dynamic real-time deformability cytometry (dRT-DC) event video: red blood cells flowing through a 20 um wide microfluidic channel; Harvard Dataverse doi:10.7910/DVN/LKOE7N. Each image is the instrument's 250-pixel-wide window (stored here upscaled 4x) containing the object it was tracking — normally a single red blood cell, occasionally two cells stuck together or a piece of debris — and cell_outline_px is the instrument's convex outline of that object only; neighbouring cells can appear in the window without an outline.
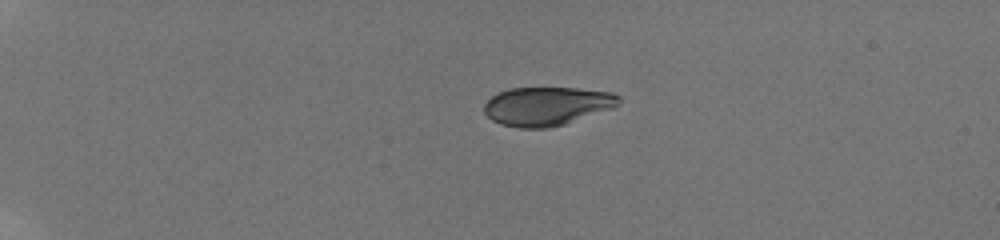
{"species": "human", "species_latin": "Homo sapiens", "temperature_condition": "room temperature", "stored_images_in_passage": 5, "camera_frame_rate_fps": 3000, "um_per_image_px": 0.085, "donor": {"sex": "male"}, "frame": {"image": 1, "passage_image": 1, "time_ms": 0.0, "image_size_px": [1000, 240], "cell_outline_px": [[620, 104], [612, 108], [564, 124], [548, 128], [520, 128], [500, 124], [492, 120], [484, 112], [484, 104], [496, 92], [508, 88], [576, 88], [612, 92], [620, 96]], "centroid_in_image_um": [46.47, 9.01], "position_along_channel_um": 38.5, "area_um2": 30.4}}
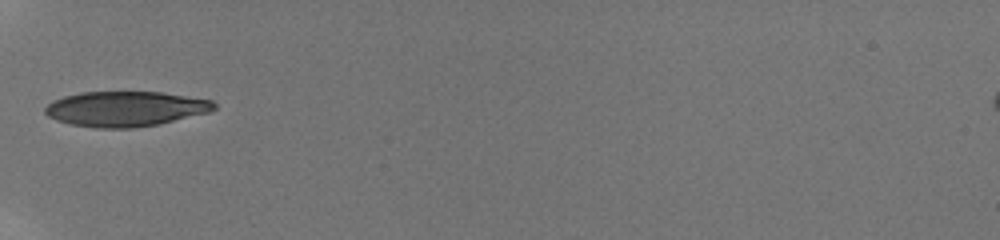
{"frame": {"image": 2, "passage_image": 4, "time_ms": 3.0, "image_size_px": [1000, 240], "cell_outline_px": [[216, 108], [208, 112], [160, 124], [132, 128], [96, 128], [72, 124], [56, 120], [48, 116], [44, 112], [44, 108], [52, 100], [64, 96], [80, 92], [160, 92], [212, 100], [216, 104]], "centroid_in_image_um": [10.64, 9.25], "position_along_channel_um": 74.4, "area_um2": 34.56}}
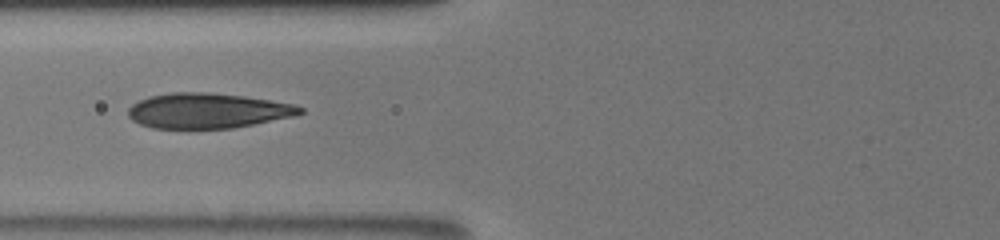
{"frame": {"image": 3, "passage_image": 5, "time_ms": 4.0, "image_size_px": [1000, 240], "cell_outline_px": [[304, 112], [292, 116], [232, 128], [152, 128], [140, 124], [132, 120], [128, 116], [128, 108], [132, 104], [148, 96], [172, 92], [208, 92], [244, 96], [296, 104], [304, 108]], "centroid_in_image_um": [17.62, 9.4], "position_along_channel_um": 108.2, "area_um2": 35.14}}